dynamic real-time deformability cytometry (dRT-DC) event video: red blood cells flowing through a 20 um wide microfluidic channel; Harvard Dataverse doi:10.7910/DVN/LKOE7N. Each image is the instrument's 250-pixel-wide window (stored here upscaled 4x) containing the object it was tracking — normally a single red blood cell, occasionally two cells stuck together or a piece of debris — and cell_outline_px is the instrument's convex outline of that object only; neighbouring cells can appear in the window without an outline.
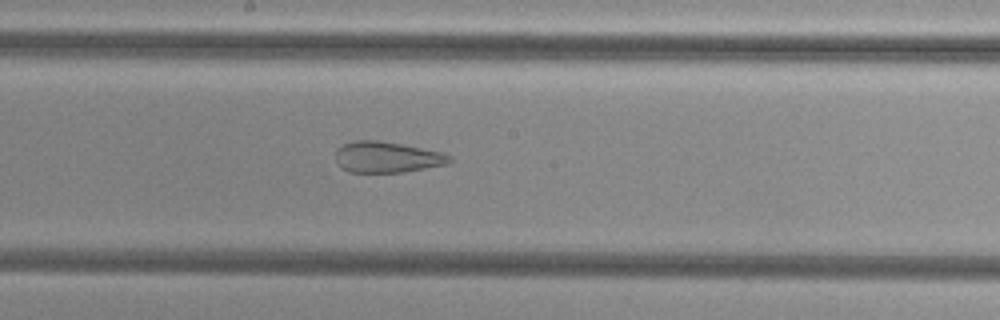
{"species": "common noctule bat (a hibernating species)", "species_latin": "Nyctalus noctula", "temperature_condition": "cold", "stored_images_in_passage": 40, "camera_frame_rate_fps": 3000, "um_per_image_px": 0.085, "animal": {"sex": "female", "body_mass_g": 29.2, "forearm_length_mm": 56.3}, "frame": {"image": 1, "passage_image": 19, "time_ms": 6.0, "image_size_px": [1000, 320], "cell_outline_px": [[452, 160], [448, 164], [404, 172], [348, 172], [340, 168], [336, 160], [336, 148], [352, 140], [376, 140], [400, 144], [440, 152], [452, 156]], "centroid_in_image_um": [32.86, 13.36], "position_along_channel_um": 215.3, "area_um2": 20.58}}
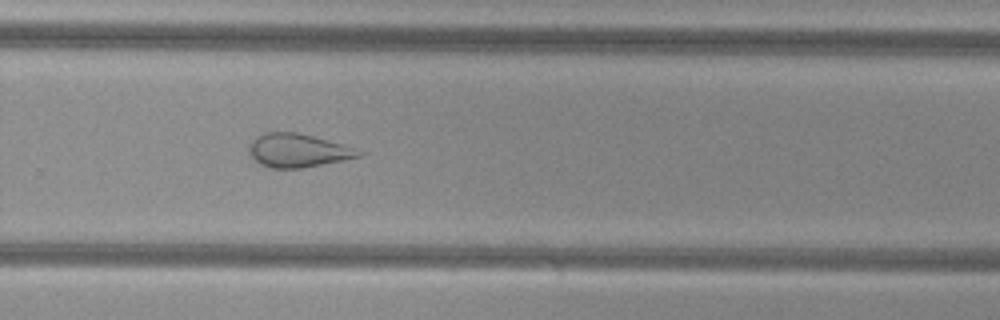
{"frame": {"image": 2, "passage_image": 26, "time_ms": 8.333, "image_size_px": [1000, 320], "cell_outline_px": [[364, 152], [360, 156], [344, 160], [304, 168], [268, 168], [260, 164], [248, 152], [248, 148], [252, 140], [256, 136], [264, 132], [300, 132], [344, 144], [356, 148]], "centroid_in_image_um": [25.33, 12.78], "position_along_channel_um": 304.5, "area_um2": 21.68}}
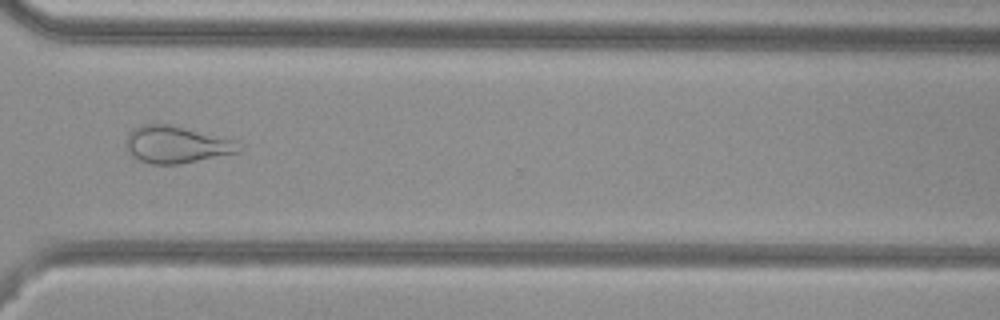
{"frame": {"image": 3, "passage_image": 30, "time_ms": 9.667, "image_size_px": [1000, 320], "cell_outline_px": [[244, 148], [240, 152], [176, 164], [152, 164], [140, 160], [128, 152], [124, 144], [124, 140], [132, 128], [144, 124], [168, 124], [236, 140]], "centroid_in_image_um": [14.98, 12.28], "position_along_channel_um": 355.6, "area_um2": 24.33}, "authors_computed_cell_mechanics": {"area_um2": 26.1545, "velocity_mm_per_s": 3.8224, "shape_relaxation_time_tau1_ms": null, "shape_relaxation_time_tau2_ms": 2.0575, "deformation_change_tau1": null, "deformation_change_tau2": 0.1134}}